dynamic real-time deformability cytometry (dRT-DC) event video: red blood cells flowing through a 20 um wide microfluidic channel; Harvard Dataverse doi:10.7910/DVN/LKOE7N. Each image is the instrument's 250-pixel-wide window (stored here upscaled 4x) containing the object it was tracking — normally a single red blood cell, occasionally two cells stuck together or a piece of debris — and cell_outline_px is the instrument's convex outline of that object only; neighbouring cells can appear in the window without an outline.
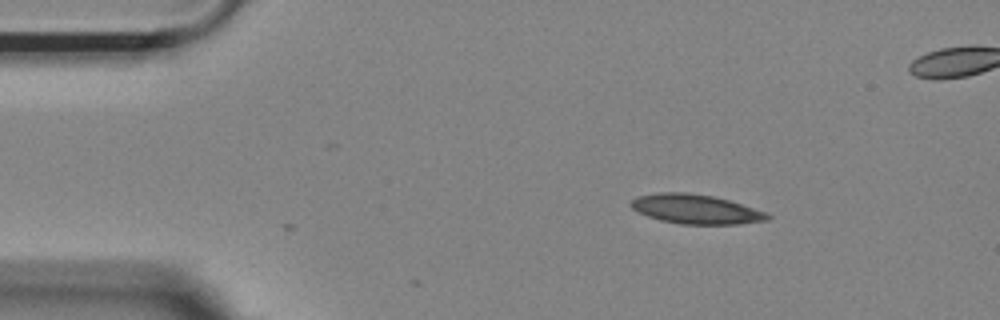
{"species": "Egyptian fruit bat (a non-hibernating species)", "species_latin": "Rousettus aegyptiacus", "temperature_condition": "room temperature", "stored_images_in_passage": 2, "camera_frame_rate_fps": 3000, "um_per_image_px": 0.085, "animal": {"sex": "female"}, "frame": {"image": 1, "passage_image": 1, "time_ms": 0.0, "image_size_px": [1000, 320], "cell_outline_px": [[772, 216], [768, 220], [740, 224], [680, 224], [660, 220], [648, 216], [632, 208], [628, 204], [636, 196], [660, 192], [688, 192], [712, 196], [728, 200], [768, 212]], "centroid_in_image_um": [59.15, 17.77], "position_along_channel_um": 25.8, "area_um2": 23.47}}